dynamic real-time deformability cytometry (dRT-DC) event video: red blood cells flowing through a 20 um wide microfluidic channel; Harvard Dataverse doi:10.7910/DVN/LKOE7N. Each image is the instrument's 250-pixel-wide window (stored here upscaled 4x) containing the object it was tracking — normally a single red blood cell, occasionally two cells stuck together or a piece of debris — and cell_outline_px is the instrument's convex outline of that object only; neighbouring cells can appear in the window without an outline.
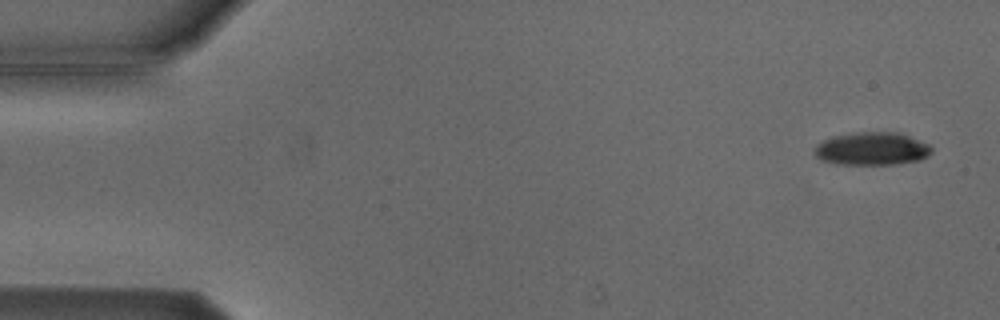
{"species": "Egyptian fruit bat (a non-hibernating species)", "species_latin": "Rousettus aegyptiacus", "temperature_condition": "cold", "stored_images_in_passage": 5, "camera_frame_rate_fps": 3000, "um_per_image_px": 0.085, "animal": {"sex": "male"}, "frame": {"image": 1, "passage_image": 1, "time_ms": 0.0, "image_size_px": [1000, 320], "cell_outline_px": [[932, 152], [928, 156], [920, 160], [892, 164], [836, 164], [820, 160], [812, 152], [812, 148], [816, 144], [832, 136], [860, 132], [900, 132], [928, 144], [932, 148]], "centroid_in_image_um": [74.07, 12.64], "position_along_channel_um": 10.9, "area_um2": 22.66}}
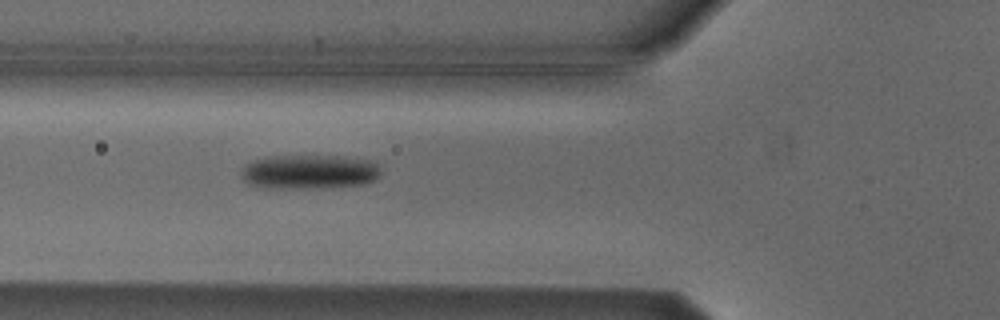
{"frame": {"image": 2, "passage_image": 5, "time_ms": 5.667, "image_size_px": [1000, 320], "cell_outline_px": [[380, 176], [376, 180], [364, 184], [332, 188], [268, 188], [248, 184], [244, 180], [240, 172], [244, 164], [256, 160], [272, 156], [344, 156], [368, 160], [376, 164], [380, 168]], "centroid_in_image_um": [26.31, 14.62], "position_along_channel_um": 99.5, "area_um2": 28.21}}